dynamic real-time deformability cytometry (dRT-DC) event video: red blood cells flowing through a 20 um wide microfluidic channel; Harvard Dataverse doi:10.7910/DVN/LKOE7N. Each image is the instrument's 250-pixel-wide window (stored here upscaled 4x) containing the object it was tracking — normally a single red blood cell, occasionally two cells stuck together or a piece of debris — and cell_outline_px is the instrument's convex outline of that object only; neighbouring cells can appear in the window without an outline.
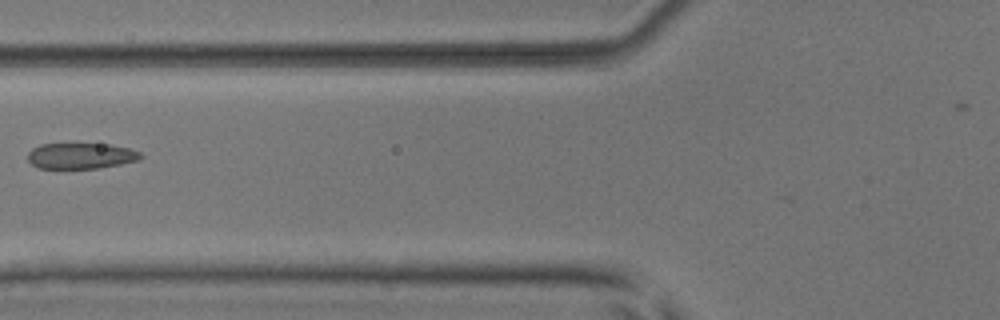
{"species": "common noctule bat (a hibernating species)", "species_latin": "Nyctalus noctula", "temperature_condition": "room temperature", "stored_images_in_passage": 6, "camera_frame_rate_fps": 3000, "um_per_image_px": 0.085, "animal": {"sex": "male", "body_mass_g": 17.9, "forearm_length_mm": 54.2}, "frame": {"image": 1, "passage_image": 5, "time_ms": 5.0, "image_size_px": [1000, 320], "cell_outline_px": [[144, 156], [140, 160], [120, 164], [96, 168], [40, 168], [32, 164], [28, 160], [28, 152], [32, 148], [40, 144], [112, 144], [128, 148], [140, 152]], "centroid_in_image_um": [6.89, 13.24], "position_along_channel_um": 118.9, "area_um2": 16.99}}
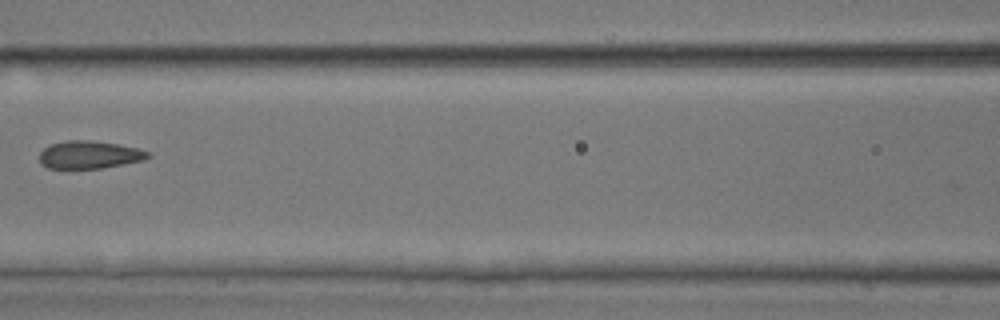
{"frame": {"image": 2, "passage_image": 6, "time_ms": 6.0, "image_size_px": [1000, 320], "cell_outline_px": [[152, 156], [144, 160], [104, 168], [48, 168], [40, 164], [40, 152], [48, 144], [64, 140], [88, 140], [116, 144], [136, 148], [152, 152]], "centroid_in_image_um": [7.6, 13.15], "position_along_channel_um": 159.0, "area_um2": 17.69}}